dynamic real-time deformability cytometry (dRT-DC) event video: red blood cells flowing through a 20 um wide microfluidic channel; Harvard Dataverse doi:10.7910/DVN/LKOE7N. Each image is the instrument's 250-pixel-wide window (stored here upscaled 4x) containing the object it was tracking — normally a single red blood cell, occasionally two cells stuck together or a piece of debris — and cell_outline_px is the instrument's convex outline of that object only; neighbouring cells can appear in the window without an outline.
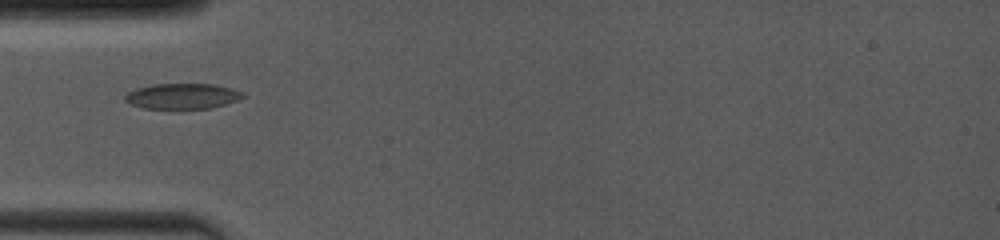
{"species": "common noctule bat (a hibernating species)", "species_latin": "Nyctalus noctula", "temperature_condition": "room temperature", "stored_images_in_passage": 30, "camera_frame_rate_fps": 4000, "um_per_image_px": 0.085, "animal": {"sex": "female", "body_mass_g": 19.0, "forearm_length_mm": 53.3}, "frame": {"image": 1, "passage_image": 1, "time_ms": 0.0, "image_size_px": [1000, 240], "cell_outline_px": [[244, 96], [236, 100], [212, 108], [176, 112], [144, 108], [132, 104], [124, 100], [124, 96], [128, 92], [136, 88], [152, 84], [216, 84], [232, 88], [244, 92]], "centroid_in_image_um": [15.48, 8.22], "position_along_channel_um": 69.5, "area_um2": 18.38}}
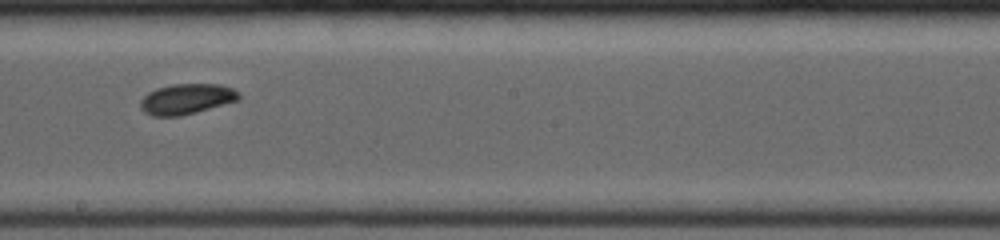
{"frame": {"image": 2, "passage_image": 12, "time_ms": 4.0, "image_size_px": [1000, 240], "cell_outline_px": [[240, 100], [196, 112], [180, 116], [152, 116], [144, 112], [140, 108], [140, 100], [148, 92], [156, 88], [172, 84], [220, 84], [232, 88], [240, 92]], "centroid_in_image_um": [15.86, 8.41], "position_along_channel_um": 232.3, "area_um2": 17.63}}
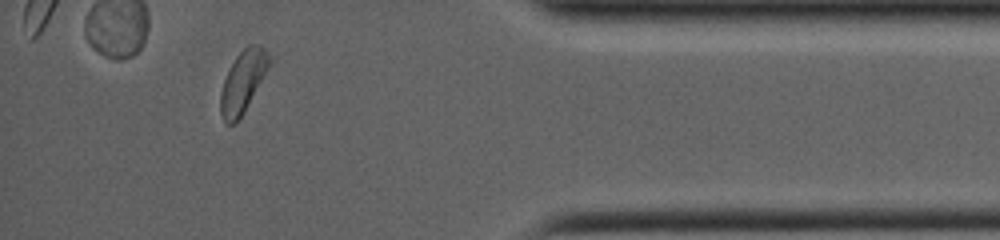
{"frame": {"image": 3, "passage_image": 26, "time_ms": 9.0, "image_size_px": [1000, 240], "cell_outline_px": [[272, 60], [268, 68], [244, 112], [232, 124], [228, 124], [224, 120], [220, 112], [220, 92], [224, 80], [236, 56], [248, 44], [260, 44], [264, 48]], "centroid_in_image_um": [20.65, 6.9], "position_along_channel_um": 414.5, "area_um2": 17.17}}